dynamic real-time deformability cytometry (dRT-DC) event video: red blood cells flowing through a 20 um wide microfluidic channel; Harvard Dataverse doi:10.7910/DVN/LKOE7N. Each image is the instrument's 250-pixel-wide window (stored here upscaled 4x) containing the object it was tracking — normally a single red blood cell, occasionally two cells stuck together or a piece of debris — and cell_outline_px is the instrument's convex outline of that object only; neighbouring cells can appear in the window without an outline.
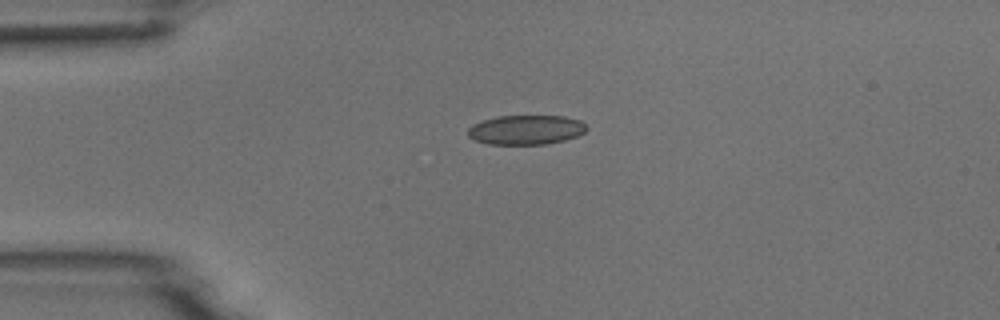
{"species": "common noctule bat (a hibernating species)", "species_latin": "Nyctalus noctula", "temperature_condition": "room temperature", "stored_images_in_passage": 4, "camera_frame_rate_fps": 3000, "um_per_image_px": 0.085, "animal": {"sex": "male", "body_mass_g": 18.8}, "frame": {"image": 1, "passage_image": 4, "time_ms": 1.0, "image_size_px": [1000, 320], "cell_outline_px": [[588, 128], [584, 132], [576, 136], [564, 140], [544, 144], [488, 144], [476, 140], [468, 136], [468, 128], [472, 124], [496, 116], [564, 116], [580, 120]], "centroid_in_image_um": [44.7, 11.03], "position_along_channel_um": 40.3, "area_um2": 20.29}}